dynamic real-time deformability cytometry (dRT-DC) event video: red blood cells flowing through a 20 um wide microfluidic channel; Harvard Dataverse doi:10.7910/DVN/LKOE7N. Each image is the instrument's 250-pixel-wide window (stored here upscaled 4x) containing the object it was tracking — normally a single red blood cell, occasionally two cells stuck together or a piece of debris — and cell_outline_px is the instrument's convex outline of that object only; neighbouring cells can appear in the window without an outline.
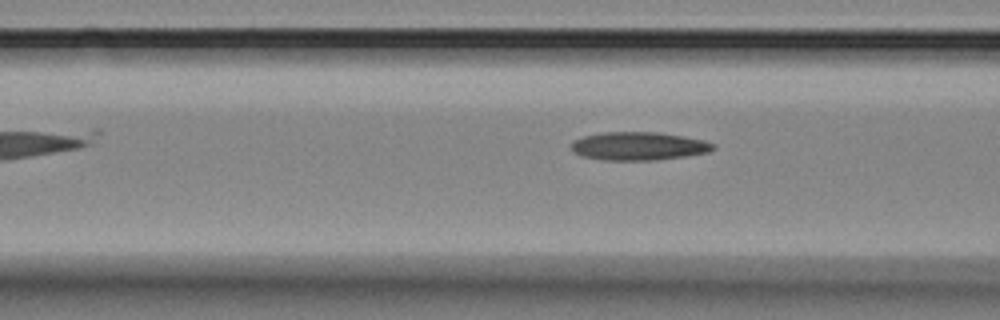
{"species": "Egyptian fruit bat (a non-hibernating species)", "species_latin": "Rousettus aegyptiacus", "temperature_condition": "room temperature", "stored_images_in_passage": 4, "camera_frame_rate_fps": 3000, "um_per_image_px": 0.085, "animal": {"sex": "female"}, "frame": {"image": 1, "passage_image": 4, "time_ms": 3.333, "image_size_px": [1000, 320], "cell_outline_px": [[716, 148], [708, 152], [684, 156], [656, 160], [604, 160], [584, 156], [572, 152], [572, 140], [584, 136], [604, 132], [660, 132], [704, 140], [716, 144]], "centroid_in_image_um": [54.29, 12.41], "position_along_channel_um": 112.3, "area_um2": 23.35}}